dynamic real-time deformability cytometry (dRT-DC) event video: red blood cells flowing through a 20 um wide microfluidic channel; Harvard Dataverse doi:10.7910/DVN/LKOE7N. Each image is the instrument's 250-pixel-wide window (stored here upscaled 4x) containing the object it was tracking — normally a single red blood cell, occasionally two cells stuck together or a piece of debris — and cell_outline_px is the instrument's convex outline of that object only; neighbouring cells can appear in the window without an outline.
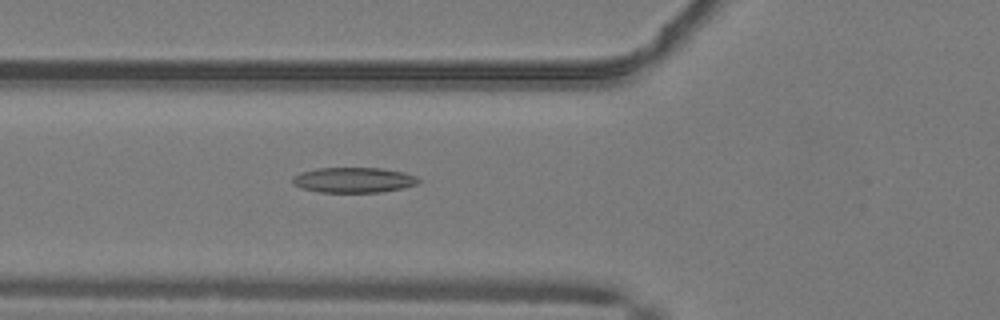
{"species": "common noctule bat (a hibernating species)", "species_latin": "Nyctalus noctula", "temperature_condition": "warm", "stored_images_in_passage": 50, "camera_frame_rate_fps": 3000, "um_per_image_px": 0.085, "animal": {"sex": "male", "body_mass_g": 19.2, "forearm_length_mm": 51.8}, "frame": {"image": 1, "passage_image": 19, "time_ms": 6.0, "image_size_px": [1000, 320], "cell_outline_px": [[420, 180], [416, 184], [404, 188], [380, 192], [320, 192], [300, 188], [292, 184], [292, 176], [300, 172], [316, 168], [380, 168], [404, 172], [416, 176]], "centroid_in_image_um": [30.02, 15.3], "position_along_channel_um": 95.8, "area_um2": 18.67}}
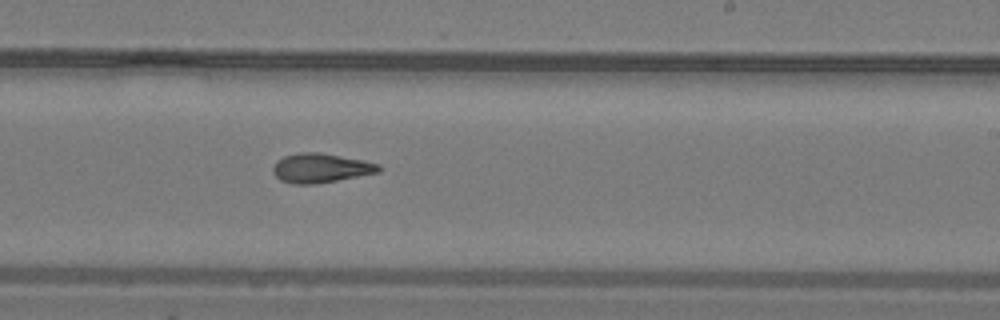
{"frame": {"image": 2, "passage_image": 31, "time_ms": 10.0, "image_size_px": [1000, 320], "cell_outline_px": [[380, 172], [336, 180], [312, 184], [292, 184], [280, 180], [272, 172], [272, 168], [276, 160], [284, 156], [300, 152], [320, 152], [364, 160], [380, 164]], "centroid_in_image_um": [27.23, 14.27], "position_along_channel_um": 261.8, "area_um2": 18.09}}
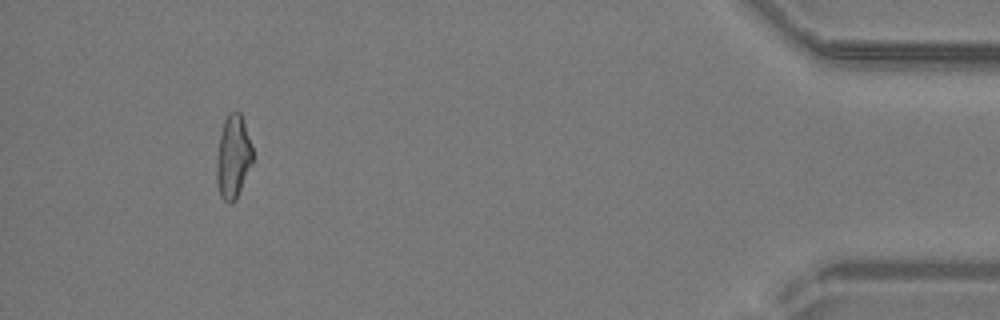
{"frame": {"image": 3, "passage_image": 47, "time_ms": 15.333, "image_size_px": [1000, 320], "cell_outline_px": [[252, 164], [236, 200], [232, 204], [228, 204], [220, 196], [216, 180], [216, 156], [220, 132], [224, 120], [228, 112], [240, 112], [252, 144]], "centroid_in_image_um": [19.8, 13.35], "position_along_channel_um": 415.4, "area_um2": 17.8}, "authors_computed_cell_mechanics": {"area_um2": 18.0336, "velocity_mm_per_s": 4.1299, "shape_relaxation_time_tau1_ms": null, "shape_relaxation_time_tau2_ms": 3.3534, "deformation_change_tau1": null, "deformation_change_tau2": 0.1219}}